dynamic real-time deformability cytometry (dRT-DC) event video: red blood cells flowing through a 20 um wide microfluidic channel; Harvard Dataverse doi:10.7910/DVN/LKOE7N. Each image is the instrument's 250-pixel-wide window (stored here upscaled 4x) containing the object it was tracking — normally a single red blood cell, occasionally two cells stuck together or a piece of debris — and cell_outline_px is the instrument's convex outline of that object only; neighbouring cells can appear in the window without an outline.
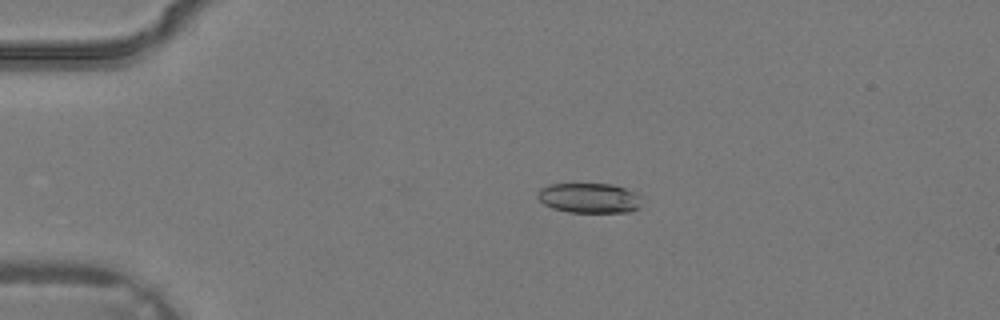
{"species": "common noctule bat (a hibernating species)", "species_latin": "Nyctalus noctula", "temperature_condition": "warm", "stored_images_in_passage": 3, "camera_frame_rate_fps": 3000, "um_per_image_px": 0.085, "animal": {"sex": "male", "body_mass_g": 19.2, "forearm_length_mm": 51.8}, "frame": {"image": 1, "passage_image": 2, "time_ms": 0.333, "image_size_px": [1000, 320], "cell_outline_px": [[640, 208], [632, 212], [568, 212], [552, 208], [544, 204], [536, 196], [540, 188], [548, 184], [612, 184], [636, 192], [640, 196]], "centroid_in_image_um": [50.09, 16.83], "position_along_channel_um": 34.9, "area_um2": 18.32}}